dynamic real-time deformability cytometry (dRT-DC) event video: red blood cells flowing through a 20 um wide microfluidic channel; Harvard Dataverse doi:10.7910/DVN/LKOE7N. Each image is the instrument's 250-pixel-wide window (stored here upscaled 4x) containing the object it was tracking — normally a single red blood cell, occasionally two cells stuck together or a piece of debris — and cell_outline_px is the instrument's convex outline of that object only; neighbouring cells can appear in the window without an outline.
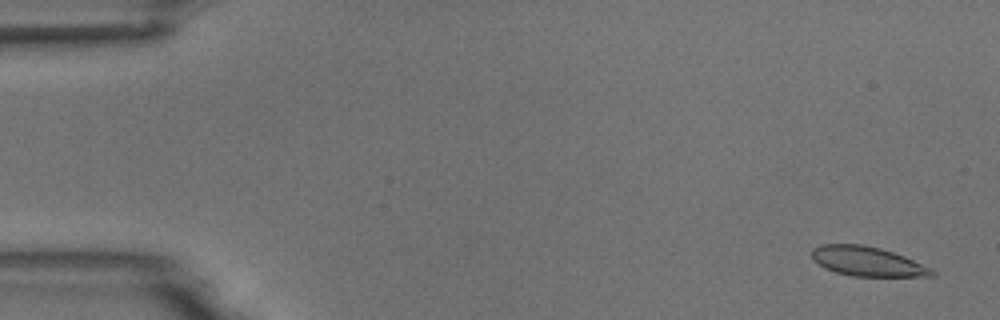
{"species": "common noctule bat (a hibernating species)", "species_latin": "Nyctalus noctula", "temperature_condition": "room temperature", "stored_images_in_passage": 5, "camera_frame_rate_fps": 3000, "um_per_image_px": 0.085, "animal": {"sex": "male", "body_mass_g": 18.8}, "frame": {"image": 1, "passage_image": 1, "time_ms": 0.0, "image_size_px": [1000, 320], "cell_outline_px": [[936, 272], [932, 276], [852, 276], [836, 272], [824, 268], [812, 256], [812, 248], [820, 244], [864, 244], [880, 248], [904, 256], [932, 268]], "centroid_in_image_um": [73.73, 22.21], "position_along_channel_um": 11.3, "area_um2": 20.52}}